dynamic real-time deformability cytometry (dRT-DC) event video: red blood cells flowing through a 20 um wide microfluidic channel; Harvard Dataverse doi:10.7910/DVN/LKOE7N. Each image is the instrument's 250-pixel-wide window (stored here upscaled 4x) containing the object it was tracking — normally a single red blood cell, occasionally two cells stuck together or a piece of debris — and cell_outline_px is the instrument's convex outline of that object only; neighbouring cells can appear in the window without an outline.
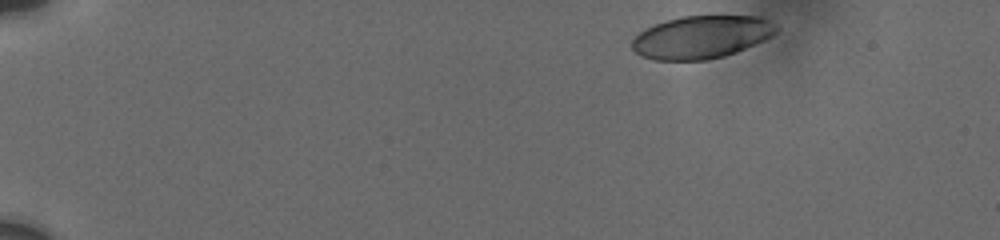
{"species": "human", "species_latin": "Homo sapiens", "temperature_condition": "cold", "stored_images_in_passage": 16, "camera_frame_rate_fps": 3000, "um_per_image_px": 0.085, "donor": {"sex": "male"}, "frame": {"image": 1, "passage_image": 1, "time_ms": 0.0, "image_size_px": [1000, 240], "cell_outline_px": [[780, 28], [772, 36], [764, 40], [736, 52], [724, 56], [704, 60], [656, 60], [640, 56], [632, 48], [632, 40], [644, 28], [680, 16], [756, 16], [768, 20], [776, 24]], "centroid_in_image_um": [59.63, 3.15], "position_along_channel_um": 25.4, "area_um2": 35.89}}
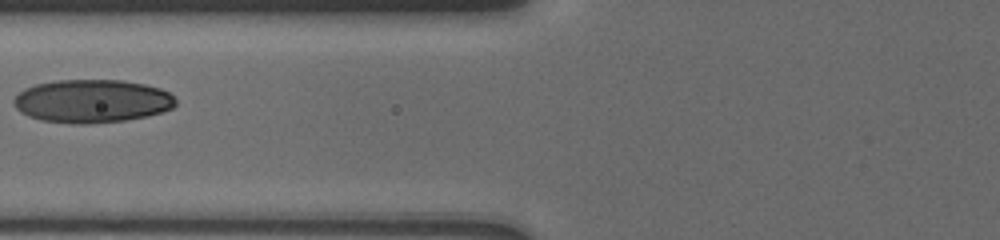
{"frame": {"image": 2, "passage_image": 10, "time_ms": 5.667, "image_size_px": [1000, 240], "cell_outline_px": [[176, 104], [172, 108], [148, 116], [124, 120], [88, 124], [72, 124], [40, 120], [28, 116], [20, 112], [12, 104], [12, 100], [24, 88], [36, 84], [56, 80], [124, 80], [144, 84], [160, 88], [168, 92], [176, 100]], "centroid_in_image_um": [7.79, 8.59], "position_along_channel_um": 118.0, "area_um2": 40.98}}
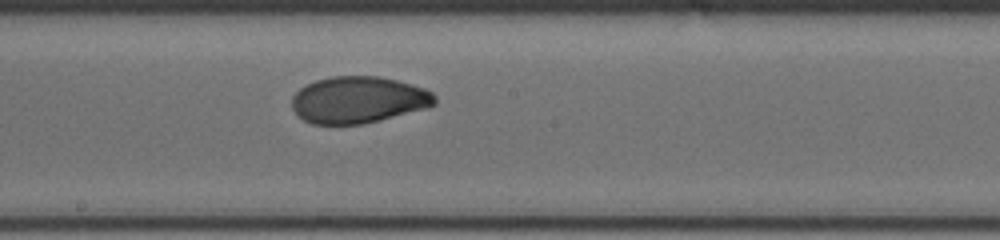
{"frame": {"image": 3, "passage_image": 16, "time_ms": 8.333, "image_size_px": [1000, 240], "cell_outline_px": [[436, 104], [428, 108], [364, 124], [312, 124], [296, 116], [292, 108], [292, 96], [300, 88], [316, 80], [332, 76], [380, 76], [412, 84], [424, 88], [432, 92], [436, 96]], "centroid_in_image_um": [30.46, 8.49], "position_along_channel_um": 217.7, "area_um2": 39.19}}